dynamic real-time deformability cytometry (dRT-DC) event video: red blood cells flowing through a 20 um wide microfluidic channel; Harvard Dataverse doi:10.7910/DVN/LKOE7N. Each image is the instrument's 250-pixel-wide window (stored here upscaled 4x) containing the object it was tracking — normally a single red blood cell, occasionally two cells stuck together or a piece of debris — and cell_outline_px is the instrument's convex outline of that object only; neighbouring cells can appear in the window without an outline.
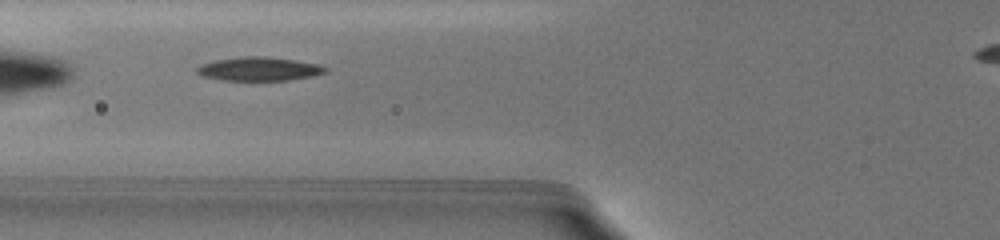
{"species": "common noctule bat (a hibernating species)", "species_latin": "Nyctalus noctula", "temperature_condition": "warm", "stored_images_in_passage": 53, "camera_frame_rate_fps": 3000, "um_per_image_px": 0.085, "animal": {"sex": "female", "body_mass_g": 19.5, "forearm_length_mm": 54.1}, "frame": {"image": 1, "passage_image": 8, "time_ms": 1.333, "image_size_px": [1000, 240], "cell_outline_px": [[328, 68], [324, 72], [312, 76], [288, 80], [224, 80], [204, 76], [196, 72], [196, 68], [200, 64], [216, 60], [244, 56], [268, 56], [296, 60], [316, 64]], "centroid_in_image_um": [22.0, 5.85], "position_along_channel_um": 103.8, "area_um2": 17.57}}
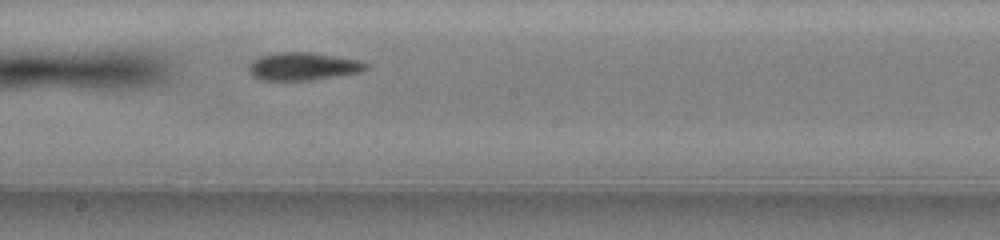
{"frame": {"image": 2, "passage_image": 32, "time_ms": 4.667, "image_size_px": [1000, 240], "cell_outline_px": [[368, 64], [364, 68], [356, 72], [312, 80], [264, 80], [252, 76], [248, 68], [260, 56], [280, 52], [312, 52], [356, 60]], "centroid_in_image_um": [25.7, 5.64], "position_along_channel_um": 222.5, "area_um2": 18.32}}